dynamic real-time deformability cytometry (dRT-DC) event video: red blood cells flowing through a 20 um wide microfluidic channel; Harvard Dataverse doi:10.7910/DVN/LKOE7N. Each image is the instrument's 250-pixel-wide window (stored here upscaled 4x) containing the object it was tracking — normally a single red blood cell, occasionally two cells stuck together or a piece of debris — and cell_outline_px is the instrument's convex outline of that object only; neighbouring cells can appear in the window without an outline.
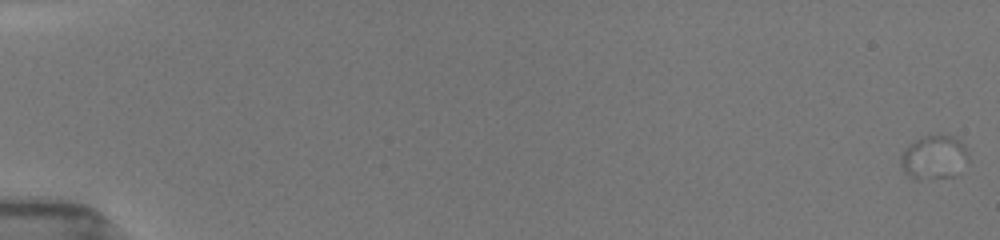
{"species": "common noctule bat (a hibernating species)", "species_latin": "Nyctalus noctula", "temperature_condition": "room temperature", "stored_images_in_passage": 11, "camera_frame_rate_fps": 3000, "um_per_image_px": 0.085, "animal": {"sex": "female", "body_mass_g": 19.5, "forearm_length_mm": 54.1}, "frame": {"image": 1, "passage_image": 2, "time_ms": 0.333, "image_size_px": [1000, 240], "cell_outline_px": [[968, 160], [920, 180], [916, 180], [908, 176], [904, 172], [900, 164], [900, 156], [904, 148], [908, 144], [924, 136], [944, 132], [960, 140], [964, 144], [968, 152]], "centroid_in_image_um": [79.24, 13.21], "position_along_channel_um": 5.8, "area_um2": 16.07}}